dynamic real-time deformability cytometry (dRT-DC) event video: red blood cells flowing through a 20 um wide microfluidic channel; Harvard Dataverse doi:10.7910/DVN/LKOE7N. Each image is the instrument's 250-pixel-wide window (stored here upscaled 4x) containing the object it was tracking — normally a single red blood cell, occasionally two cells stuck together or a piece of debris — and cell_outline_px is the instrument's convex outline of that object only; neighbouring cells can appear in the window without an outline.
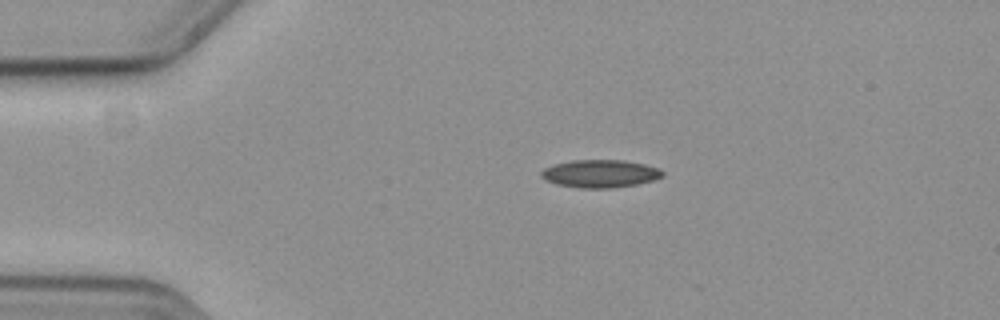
{"species": "common noctule bat (a hibernating species)", "species_latin": "Nyctalus noctula", "temperature_condition": "cold", "stored_images_in_passage": 8, "camera_frame_rate_fps": 3000, "um_per_image_px": 0.085, "animal": {"sex": "female", "body_mass_g": 19.3, "forearm_length_mm": 54.1}, "frame": {"image": 1, "passage_image": 1, "time_ms": 0.0, "image_size_px": [1000, 320], "cell_outline_px": [[664, 176], [652, 180], [636, 184], [612, 188], [580, 188], [556, 184], [544, 180], [540, 176], [540, 172], [544, 168], [552, 164], [572, 160], [624, 160], [644, 164], [660, 168], [664, 172]], "centroid_in_image_um": [50.98, 14.75], "position_along_channel_um": 34.0, "area_um2": 19.83}}
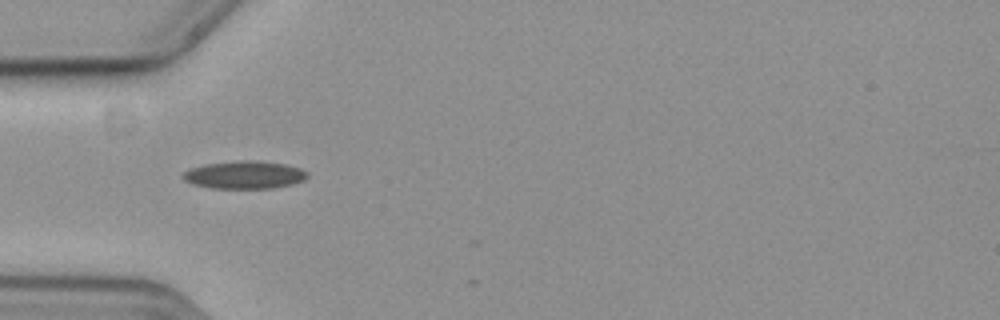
{"frame": {"image": 2, "passage_image": 7, "time_ms": 2.0, "image_size_px": [1000, 320], "cell_outline_px": [[308, 176], [304, 180], [292, 184], [272, 188], [212, 188], [192, 184], [184, 180], [180, 176], [184, 172], [192, 168], [204, 164], [240, 160], [256, 160], [284, 164], [300, 168], [308, 172]], "centroid_in_image_um": [20.77, 14.86], "position_along_channel_um": 64.2, "area_um2": 20.17}}